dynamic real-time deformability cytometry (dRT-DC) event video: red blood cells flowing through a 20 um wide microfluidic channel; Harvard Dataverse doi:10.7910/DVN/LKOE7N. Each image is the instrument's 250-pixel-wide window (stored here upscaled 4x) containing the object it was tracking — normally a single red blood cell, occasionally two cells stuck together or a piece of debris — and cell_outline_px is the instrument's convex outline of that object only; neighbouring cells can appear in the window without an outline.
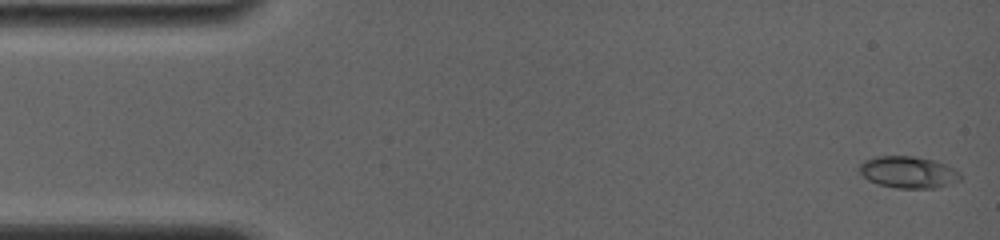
{"species": "common noctule bat (a hibernating species)", "species_latin": "Nyctalus noctula", "temperature_condition": "room temperature", "stored_images_in_passage": 8, "camera_frame_rate_fps": 4000, "um_per_image_px": 0.085, "animal": {"sex": "female", "body_mass_g": 19.0, "forearm_length_mm": 56.7}, "frame": {"image": 1, "passage_image": 1, "time_ms": 0.0, "image_size_px": [1000, 240], "cell_outline_px": [[964, 176], [960, 180], [936, 188], [896, 188], [876, 184], [868, 180], [860, 172], [860, 164], [864, 160], [876, 156], [912, 156], [936, 160], [948, 164], [960, 172]], "centroid_in_image_um": [77.24, 14.63], "position_along_channel_um": 7.8, "area_um2": 18.96}}
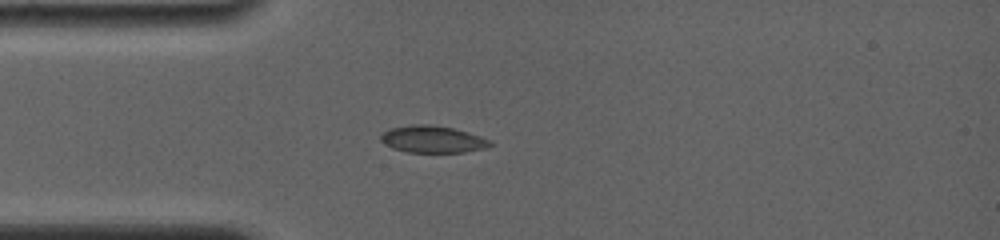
{"frame": {"image": 2, "passage_image": 6, "time_ms": 4.0, "image_size_px": [1000, 240], "cell_outline_px": [[492, 144], [488, 148], [464, 152], [408, 152], [392, 148], [384, 144], [380, 140], [380, 136], [388, 128], [412, 124], [428, 124], [452, 128], [468, 132], [492, 140]], "centroid_in_image_um": [36.77, 11.84], "position_along_channel_um": 48.2, "area_um2": 17.34}}
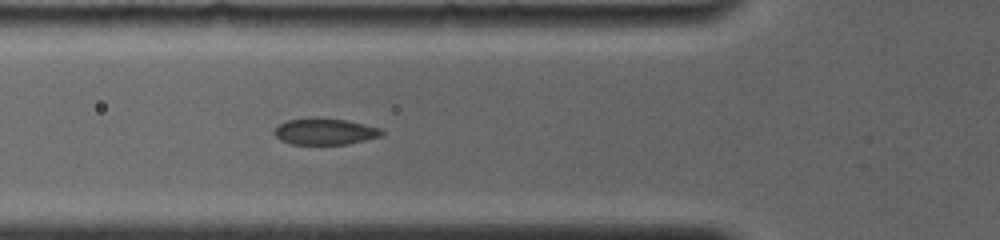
{"frame": {"image": 3, "passage_image": 8, "time_ms": 5.5, "image_size_px": [1000, 240], "cell_outline_px": [[384, 132], [380, 136], [348, 144], [292, 144], [280, 140], [272, 132], [280, 124], [288, 120], [308, 116], [344, 120], [364, 124], [380, 128]], "centroid_in_image_um": [27.57, 11.16], "position_along_channel_um": 98.2, "area_um2": 16.53}}